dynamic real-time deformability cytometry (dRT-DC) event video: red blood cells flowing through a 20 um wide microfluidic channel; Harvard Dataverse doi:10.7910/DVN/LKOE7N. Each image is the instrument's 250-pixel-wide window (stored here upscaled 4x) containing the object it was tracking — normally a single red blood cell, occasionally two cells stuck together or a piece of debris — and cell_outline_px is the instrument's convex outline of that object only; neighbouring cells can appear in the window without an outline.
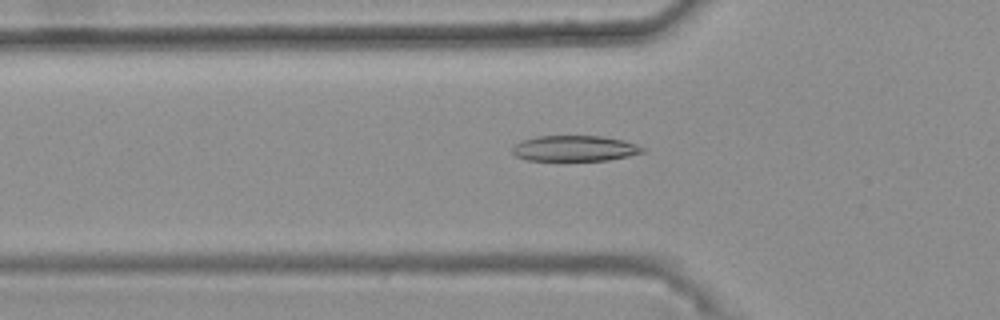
{"species": "common noctule bat (a hibernating species)", "species_latin": "Nyctalus noctula", "temperature_condition": "warm", "stored_images_in_passage": 37, "camera_frame_rate_fps": 3000, "um_per_image_px": 0.085, "animal": {"sex": "female", "body_mass_g": 25.1}, "frame": {"image": 1, "passage_image": 7, "time_ms": 2.0, "image_size_px": [1000, 320], "cell_outline_px": [[648, 152], [608, 160], [528, 160], [516, 156], [512, 152], [512, 148], [516, 144], [524, 140], [536, 136], [600, 136], [624, 140], [636, 144], [644, 148]], "centroid_in_image_um": [48.89, 12.61], "position_along_channel_um": 76.9, "area_um2": 19.42}}
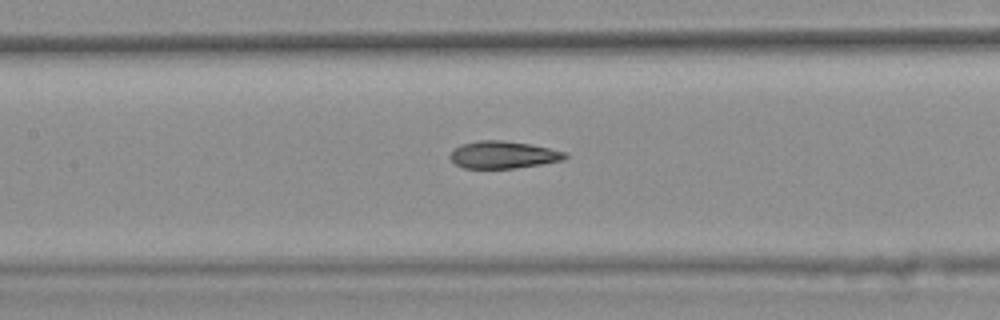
{"frame": {"image": 2, "passage_image": 14, "time_ms": 4.333, "image_size_px": [1000, 320], "cell_outline_px": [[568, 156], [564, 160], [516, 168], [464, 168], [456, 164], [448, 156], [460, 144], [480, 140], [504, 140], [528, 144], [548, 148], [564, 152]], "centroid_in_image_um": [42.75, 13.15], "position_along_channel_um": 164.6, "area_um2": 18.09}}
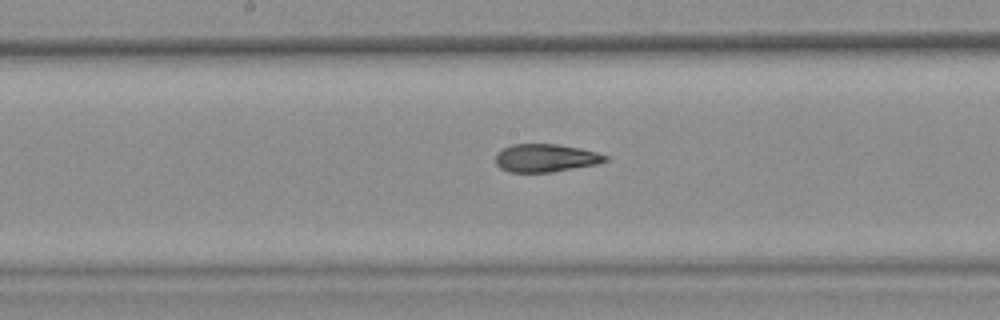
{"frame": {"image": 3, "passage_image": 17, "time_ms": 5.333, "image_size_px": [1000, 320], "cell_outline_px": [[608, 160], [596, 164], [552, 172], [508, 172], [500, 168], [496, 164], [496, 152], [512, 144], [556, 144], [580, 148], [596, 152], [608, 156]], "centroid_in_image_um": [46.36, 13.43], "position_along_channel_um": 201.8, "area_um2": 17.86}, "authors_computed_cell_mechanics": {"area_um2": 18.496, "velocity_mm_per_s": 3.7294, "shape_relaxation_time_tau1_ms": 7.6273, "shape_relaxation_time_tau2_ms": 2.9051, "deformation_change_tau1": 0.2043, "deformation_change_tau2": 0.1018}}